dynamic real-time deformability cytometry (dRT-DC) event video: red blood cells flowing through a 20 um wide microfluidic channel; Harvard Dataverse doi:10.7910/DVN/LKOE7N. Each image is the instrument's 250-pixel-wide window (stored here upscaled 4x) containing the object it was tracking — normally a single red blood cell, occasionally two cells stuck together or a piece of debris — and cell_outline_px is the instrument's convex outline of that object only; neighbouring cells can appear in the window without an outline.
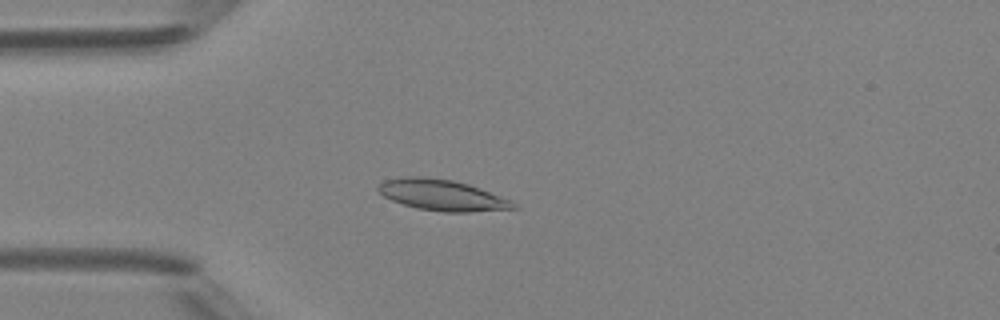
{"species": "Egyptian fruit bat (a non-hibernating species)", "species_latin": "Rousettus aegyptiacus", "temperature_condition": "room temperature", "stored_images_in_passage": 1, "camera_frame_rate_fps": 3000, "um_per_image_px": 0.085, "animal": {"sex": "female"}, "frame": {"image": 1, "passage_image": 1, "time_ms": 0.0, "image_size_px": [1000, 320], "cell_outline_px": [[520, 208], [468, 212], [444, 212], [416, 208], [392, 200], [384, 196], [376, 188], [384, 180], [404, 176], [420, 176], [452, 180], [468, 184], [480, 188], [508, 200], [516, 204]], "centroid_in_image_um": [37.55, 16.58], "position_along_channel_um": 47.5, "area_um2": 24.16}}